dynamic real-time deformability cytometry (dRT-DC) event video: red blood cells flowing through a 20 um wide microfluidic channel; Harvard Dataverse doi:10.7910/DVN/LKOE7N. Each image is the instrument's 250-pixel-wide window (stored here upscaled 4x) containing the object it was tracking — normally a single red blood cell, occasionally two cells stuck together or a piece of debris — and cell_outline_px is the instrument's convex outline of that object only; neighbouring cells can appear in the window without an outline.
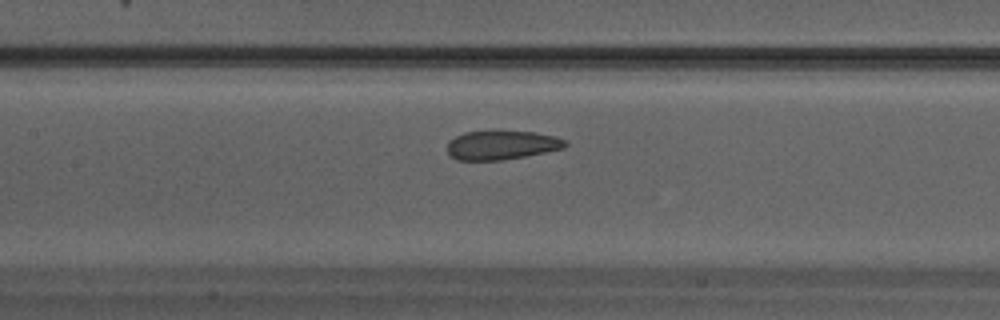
{"species": "Egyptian fruit bat (a non-hibernating species)", "species_latin": "Rousettus aegyptiacus", "temperature_condition": "warm", "stored_images_in_passage": 25, "camera_frame_rate_fps": 3000, "um_per_image_px": 0.085, "animal": {"sex": "male"}, "frame": {"image": 1, "passage_image": 8, "time_ms": 2.333, "image_size_px": [1000, 320], "cell_outline_px": [[568, 144], [564, 148], [524, 156], [500, 160], [456, 160], [448, 152], [448, 140], [464, 132], [492, 128], [496, 128], [536, 132], [556, 136], [564, 140]], "centroid_in_image_um": [42.62, 12.27], "position_along_channel_um": 164.8, "area_um2": 20.69}}
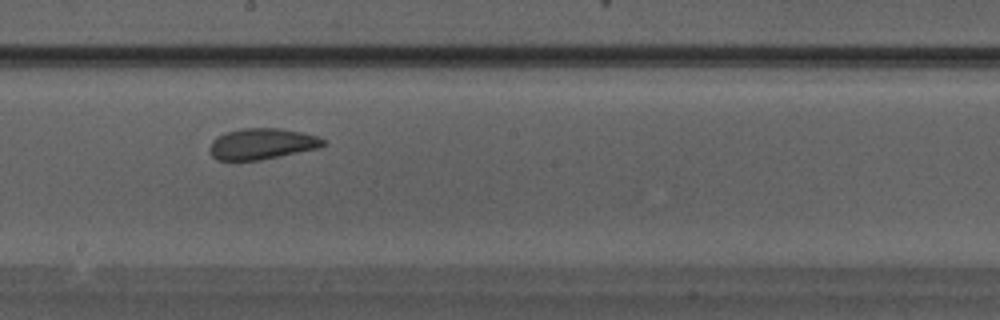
{"frame": {"image": 2, "passage_image": 11, "time_ms": 3.333, "image_size_px": [1000, 320], "cell_outline_px": [[324, 144], [316, 148], [260, 160], [216, 160], [212, 156], [208, 148], [212, 140], [216, 136], [240, 128], [280, 128], [300, 132], [316, 136], [324, 140]], "centroid_in_image_um": [22.18, 12.22], "position_along_channel_um": 226.0, "area_um2": 20.29}}
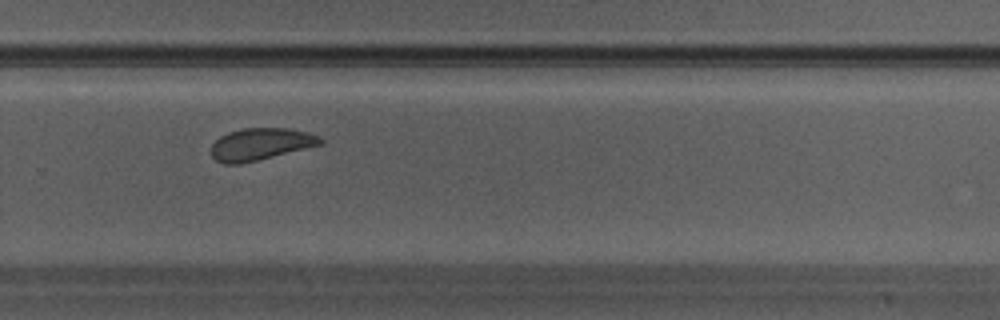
{"frame": {"image": 3, "passage_image": 15, "time_ms": 4.667, "image_size_px": [1000, 320], "cell_outline_px": [[324, 144], [240, 164], [224, 164], [216, 160], [212, 156], [212, 144], [220, 136], [228, 132], [244, 128], [288, 128], [308, 132], [320, 136], [324, 140]], "centroid_in_image_um": [22.18, 12.24], "position_along_channel_um": 307.6, "area_um2": 20.4}}